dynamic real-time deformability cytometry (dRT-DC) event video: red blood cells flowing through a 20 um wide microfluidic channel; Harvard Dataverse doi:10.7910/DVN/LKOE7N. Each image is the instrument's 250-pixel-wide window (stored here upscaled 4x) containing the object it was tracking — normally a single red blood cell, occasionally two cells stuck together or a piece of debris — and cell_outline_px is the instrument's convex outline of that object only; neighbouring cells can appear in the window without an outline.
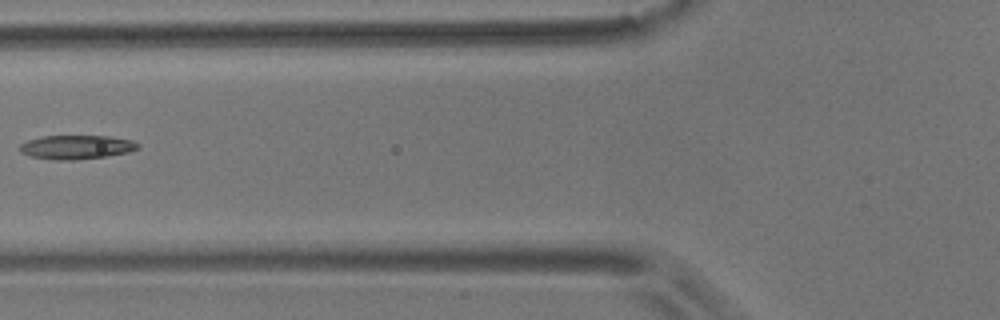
{"species": "common noctule bat (a hibernating species)", "species_latin": "Nyctalus noctula", "temperature_condition": "room temperature", "stored_images_in_passage": 3, "camera_frame_rate_fps": 3000, "um_per_image_px": 0.085, "animal": {"sex": "male", "body_mass_g": 17.9}, "frame": {"image": 1, "passage_image": 2, "time_ms": 1.333, "image_size_px": [1000, 320], "cell_outline_px": [[140, 148], [128, 152], [104, 156], [76, 160], [52, 160], [28, 156], [20, 152], [20, 144], [28, 140], [44, 136], [108, 136], [132, 140], [140, 144]], "centroid_in_image_um": [6.48, 12.51], "position_along_channel_um": 119.3, "area_um2": 16.53}}
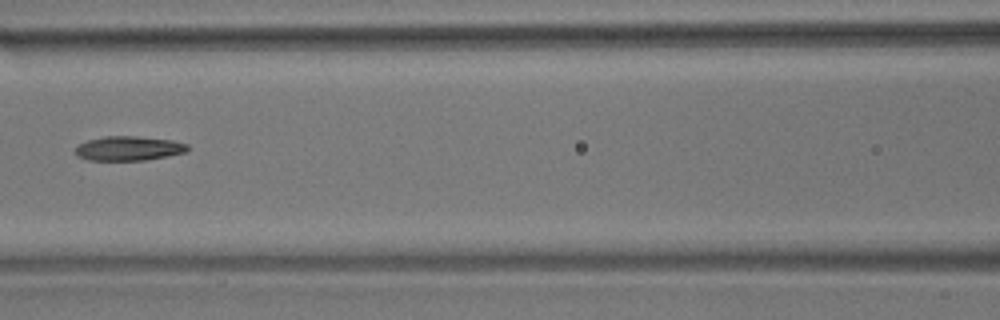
{"frame": {"image": 2, "passage_image": 3, "time_ms": 2.333, "image_size_px": [1000, 320], "cell_outline_px": [[188, 148], [184, 152], [168, 156], [144, 160], [88, 160], [76, 156], [76, 144], [88, 140], [104, 136], [136, 136], [172, 140], [188, 144]], "centroid_in_image_um": [10.9, 12.61], "position_along_channel_um": 155.7, "area_um2": 15.95}}